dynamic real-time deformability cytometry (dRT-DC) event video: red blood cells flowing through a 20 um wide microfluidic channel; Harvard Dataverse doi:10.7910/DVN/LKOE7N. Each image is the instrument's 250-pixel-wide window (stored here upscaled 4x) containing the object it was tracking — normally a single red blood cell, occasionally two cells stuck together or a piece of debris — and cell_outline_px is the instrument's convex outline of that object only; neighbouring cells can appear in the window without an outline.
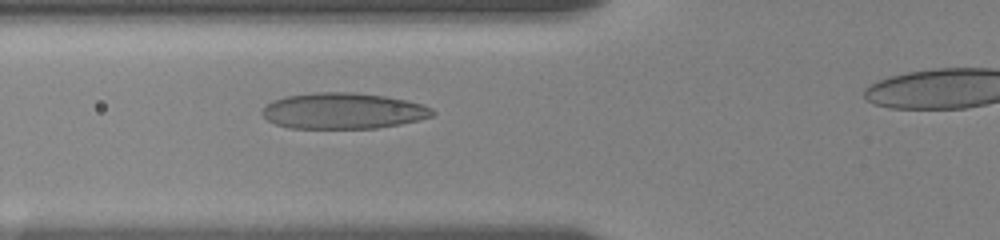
{"species": "human", "species_latin": "Homo sapiens", "temperature_condition": "room temperature", "stored_images_in_passage": 8, "segment_of_instrument_passage": [1, 2], "camera_frame_rate_fps": 3000, "um_per_image_px": 0.085, "donor": {"sex": "female"}, "frame": {"image": 1, "passage_image": 7, "time_ms": 4.667, "image_size_px": [1000, 240], "cell_outline_px": [[436, 112], [432, 116], [420, 120], [400, 124], [376, 128], [288, 128], [276, 124], [268, 120], [260, 112], [268, 104], [276, 100], [288, 96], [316, 92], [348, 92], [384, 96], [408, 100], [432, 108]], "centroid_in_image_um": [29.2, 9.43], "position_along_channel_um": 96.6, "area_um2": 35.49}}